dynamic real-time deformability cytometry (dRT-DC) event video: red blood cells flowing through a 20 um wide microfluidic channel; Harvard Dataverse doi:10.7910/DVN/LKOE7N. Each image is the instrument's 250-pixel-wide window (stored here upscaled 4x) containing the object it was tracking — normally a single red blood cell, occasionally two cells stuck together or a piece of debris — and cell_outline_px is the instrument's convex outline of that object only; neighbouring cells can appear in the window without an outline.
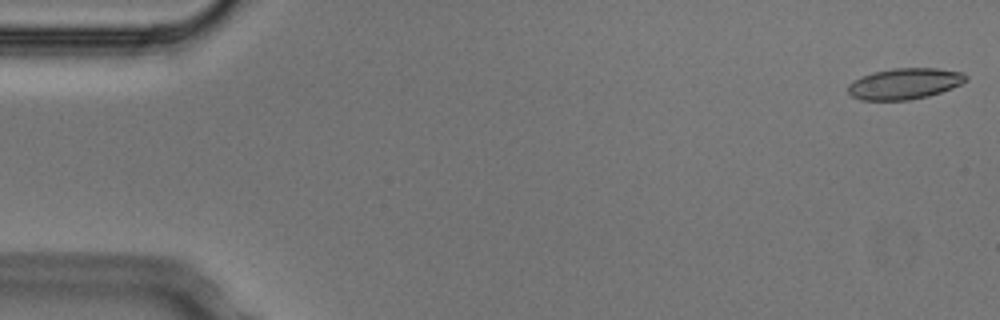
{"species": "Egyptian fruit bat (a non-hibernating species)", "species_latin": "Rousettus aegyptiacus", "temperature_condition": "cold", "stored_images_in_passage": 4, "camera_frame_rate_fps": 3000, "um_per_image_px": 0.085, "animal": {"sex": "male"}, "frame": {"image": 1, "passage_image": 1, "time_ms": 0.0, "image_size_px": [1000, 320], "cell_outline_px": [[968, 80], [952, 88], [928, 96], [908, 100], [860, 100], [852, 96], [848, 92], [848, 84], [852, 80], [872, 72], [892, 68], [936, 68], [964, 72], [968, 76]], "centroid_in_image_um": [76.89, 7.1], "position_along_channel_um": 8.1, "area_um2": 21.5}}